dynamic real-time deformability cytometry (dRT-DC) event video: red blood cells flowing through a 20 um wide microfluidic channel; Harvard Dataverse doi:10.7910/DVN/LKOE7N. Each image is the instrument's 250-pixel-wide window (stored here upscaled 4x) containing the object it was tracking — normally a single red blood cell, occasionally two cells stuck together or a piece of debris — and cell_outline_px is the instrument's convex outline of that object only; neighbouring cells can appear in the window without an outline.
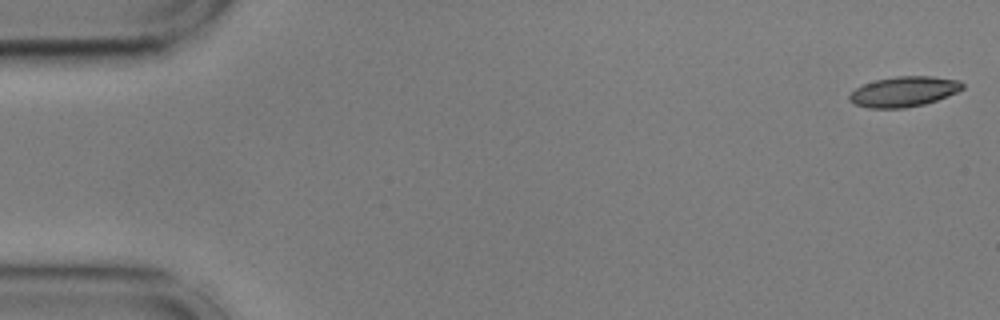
{"species": "common noctule bat (a hibernating species)", "species_latin": "Nyctalus noctula", "temperature_condition": "cold", "stored_images_in_passage": 55, "camera_frame_rate_fps": 3000, "um_per_image_px": 0.085, "animal": {"sex": "male", "body_mass_g": 17.9, "forearm_length_mm": 54.2}, "frame": {"image": 1, "passage_image": 1, "time_ms": 0.0, "image_size_px": [1000, 320], "cell_outline_px": [[964, 88], [956, 92], [936, 100], [924, 104], [904, 108], [868, 108], [852, 104], [848, 100], [848, 96], [856, 88], [864, 84], [876, 80], [896, 76], [932, 76], [960, 80], [964, 84]], "centroid_in_image_um": [76.81, 7.79], "position_along_channel_um": 8.2, "area_um2": 19.94}}
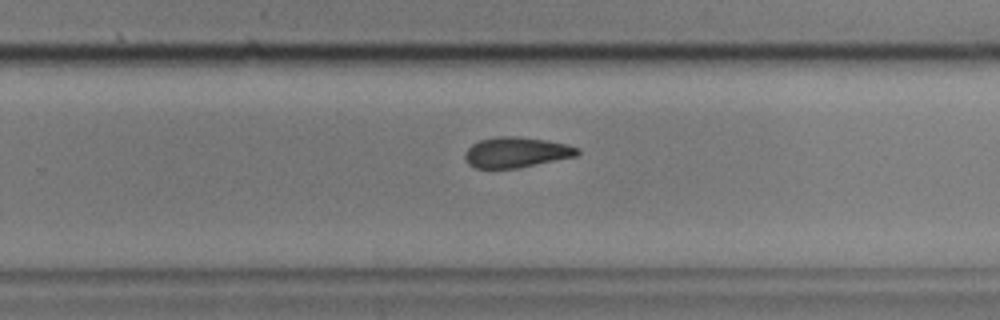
{"frame": {"image": 2, "passage_image": 35, "time_ms": 11.333, "image_size_px": [1000, 320], "cell_outline_px": [[580, 152], [576, 156], [516, 168], [476, 168], [468, 164], [464, 156], [464, 152], [472, 144], [480, 140], [496, 136], [516, 136], [548, 140], [568, 144], [580, 148]], "centroid_in_image_um": [43.88, 12.93], "position_along_channel_um": 285.9, "area_um2": 20.0}}
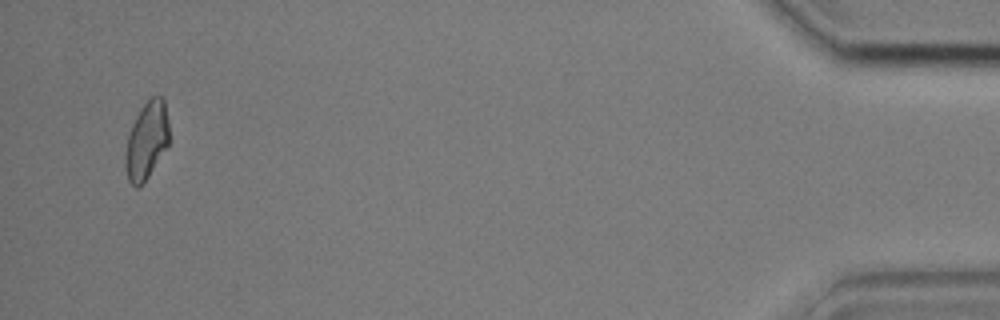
{"frame": {"image": 3, "passage_image": 53, "time_ms": 17.333, "image_size_px": [1000, 320], "cell_outline_px": [[168, 144], [148, 176], [140, 188], [136, 188], [128, 180], [124, 164], [124, 156], [128, 136], [132, 124], [140, 108], [152, 96], [160, 96], [164, 100], [168, 120]], "centroid_in_image_um": [12.44, 11.96], "position_along_channel_um": 422.8, "area_um2": 19.59}, "authors_computed_cell_mechanics": {"area_um2": 20.4612, "velocity_mm_per_s": 3.6171, "shape_relaxation_time_tau1_ms": 6.1688, "shape_relaxation_time_tau2_ms": 8.0601, "deformation_change_tau1": 0.1291, "deformation_change_tau2": 0.1603}}